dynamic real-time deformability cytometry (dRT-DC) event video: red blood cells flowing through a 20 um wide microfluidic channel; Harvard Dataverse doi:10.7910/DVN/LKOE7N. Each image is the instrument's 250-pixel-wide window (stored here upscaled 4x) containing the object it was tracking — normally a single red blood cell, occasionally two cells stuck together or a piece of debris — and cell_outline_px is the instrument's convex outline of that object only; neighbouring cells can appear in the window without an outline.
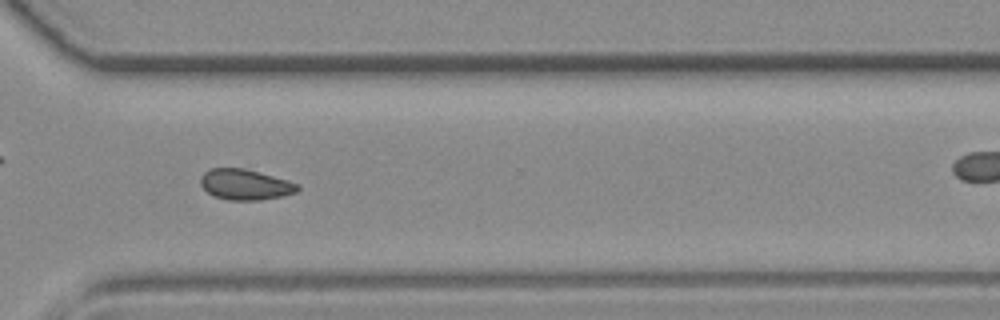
{"species": "common noctule bat (a hibernating species)", "species_latin": "Nyctalus noctula", "temperature_condition": "room temperature", "stored_images_in_passage": 37, "camera_frame_rate_fps": 3000, "um_per_image_px": 0.085, "animal": {"sex": "female", "body_mass_g": 19.3, "forearm_length_mm": 54.1}, "frame": {"image": 1, "passage_image": 32, "time_ms": 10.333, "image_size_px": [1000, 320], "cell_outline_px": [[300, 188], [296, 192], [280, 196], [260, 200], [228, 200], [212, 196], [200, 184], [200, 176], [208, 168], [244, 168], [288, 180], [300, 184]], "centroid_in_image_um": [20.82, 15.68], "position_along_channel_um": 349.8, "area_um2": 17.4}}